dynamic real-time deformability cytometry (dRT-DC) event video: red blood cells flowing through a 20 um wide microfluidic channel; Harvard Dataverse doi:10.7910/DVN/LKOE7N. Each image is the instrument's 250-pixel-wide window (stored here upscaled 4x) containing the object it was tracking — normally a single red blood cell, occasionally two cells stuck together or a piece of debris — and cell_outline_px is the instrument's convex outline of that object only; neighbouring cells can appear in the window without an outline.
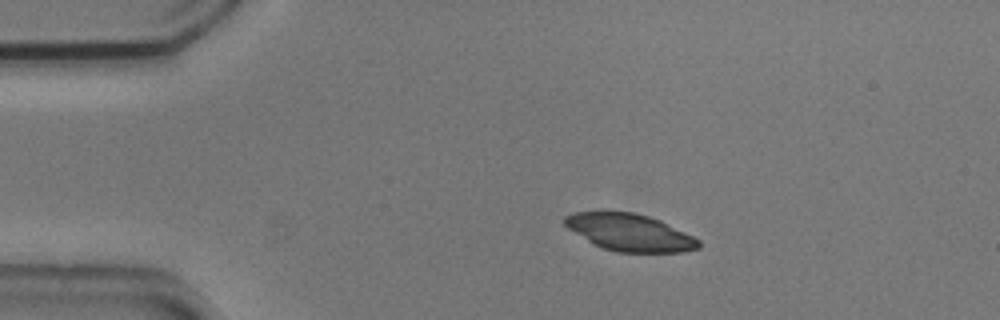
{"species": "common noctule bat (a hibernating species)", "species_latin": "Nyctalus noctula", "temperature_condition": "cold", "stored_images_in_passage": 8, "camera_frame_rate_fps": 3000, "um_per_image_px": 0.085, "animal": {"sex": "male", "body_mass_g": 20.5, "forearm_length_mm": 52.5}, "frame": {"image": 1, "passage_image": 3, "time_ms": 0.667, "image_size_px": [1000, 320], "cell_outline_px": [[700, 248], [684, 252], [616, 252], [604, 248], [588, 240], [568, 228], [564, 224], [564, 216], [572, 212], [600, 208], [608, 208], [632, 212], [648, 216], [660, 220], [700, 240]], "centroid_in_image_um": [53.47, 19.7], "position_along_channel_um": 31.5, "area_um2": 29.54}}